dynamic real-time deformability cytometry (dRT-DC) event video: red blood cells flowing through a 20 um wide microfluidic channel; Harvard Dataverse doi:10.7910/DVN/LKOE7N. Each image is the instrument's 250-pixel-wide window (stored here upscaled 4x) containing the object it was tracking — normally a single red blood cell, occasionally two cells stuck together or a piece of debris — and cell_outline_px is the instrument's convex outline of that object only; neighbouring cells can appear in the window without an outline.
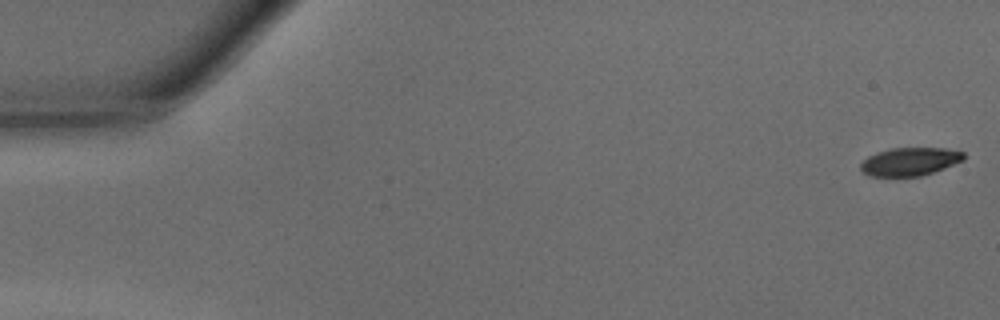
{"species": "common noctule bat (a hibernating species)", "species_latin": "Nyctalus noctula", "temperature_condition": "warm", "stored_images_in_passage": 47, "camera_frame_rate_fps": 3000, "um_per_image_px": 0.085, "animal": {"sex": "male", "body_mass_g": 15.6}, "frame": {"image": 1, "passage_image": 1, "time_ms": 0.0, "image_size_px": [1000, 320], "cell_outline_px": [[964, 160], [944, 168], [920, 176], [872, 176], [864, 172], [860, 168], [860, 164], [868, 156], [876, 152], [892, 148], [944, 148], [964, 152]], "centroid_in_image_um": [77.34, 13.72], "position_along_channel_um": 7.7, "area_um2": 16.76}}
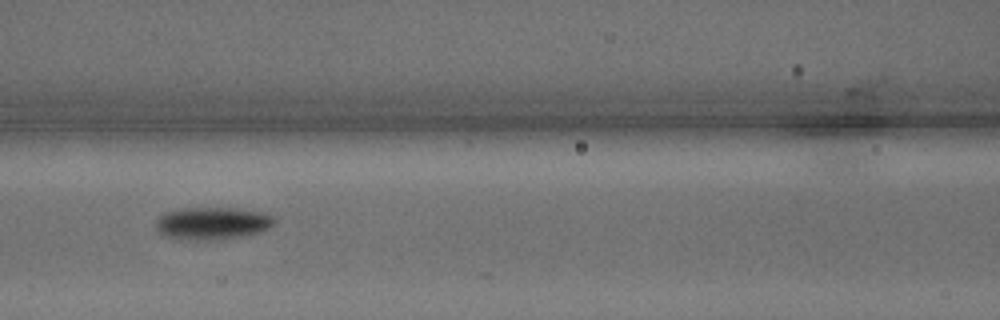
{"frame": {"image": 2, "passage_image": 21, "time_ms": 6.667, "image_size_px": [1000, 320], "cell_outline_px": [[276, 220], [264, 232], [220, 240], [184, 240], [164, 236], [156, 228], [156, 220], [164, 212], [180, 208], [232, 208], [264, 212], [272, 216]], "centroid_in_image_um": [18.04, 18.99], "position_along_channel_um": 148.6, "area_um2": 22.72}}
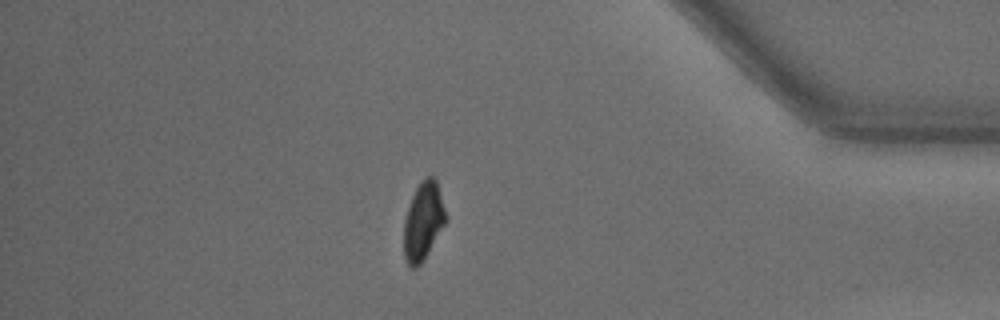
{"frame": {"image": 3, "passage_image": 41, "time_ms": 13.333, "image_size_px": [1000, 320], "cell_outline_px": [[448, 216], [444, 224], [420, 264], [416, 268], [412, 268], [404, 260], [404, 220], [412, 196], [416, 188], [424, 176], [432, 176], [436, 180]], "centroid_in_image_um": [35.97, 18.77], "position_along_channel_um": 399.2, "area_um2": 18.79}, "authors_computed_cell_mechanics": {"area_um2": 19.7676, "velocity_mm_per_s": 4.2777, "shape_relaxation_time_tau1_ms": 1.9545, "shape_relaxation_time_tau2_ms": null, "deformation_change_tau1": 0.1176, "deformation_change_tau2": null}}